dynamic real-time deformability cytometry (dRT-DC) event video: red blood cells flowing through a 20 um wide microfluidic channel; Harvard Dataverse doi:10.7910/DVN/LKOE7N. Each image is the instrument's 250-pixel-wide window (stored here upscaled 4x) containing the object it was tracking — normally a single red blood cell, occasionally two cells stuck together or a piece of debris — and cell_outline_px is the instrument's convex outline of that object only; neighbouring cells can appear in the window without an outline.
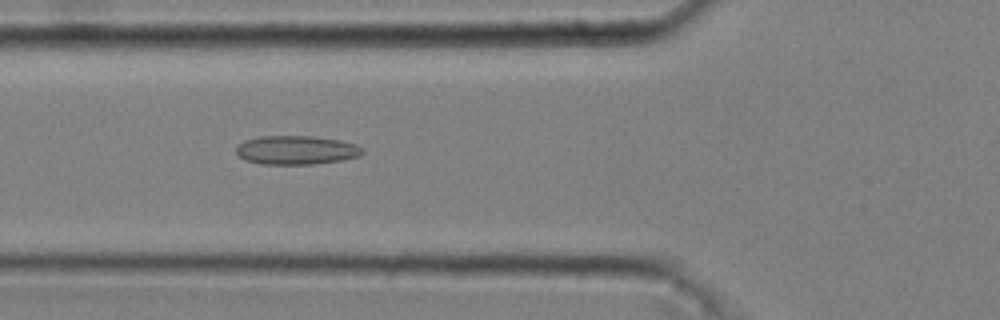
{"species": "common noctule bat (a hibernating species)", "species_latin": "Nyctalus noctula", "temperature_condition": "cold", "stored_images_in_passage": 36, "camera_frame_rate_fps": 3000, "um_per_image_px": 0.085, "animal": {"sex": "male", "body_mass_g": 20.4}, "frame": {"image": 1, "passage_image": 6, "time_ms": 1.667, "image_size_px": [1000, 320], "cell_outline_px": [[364, 152], [360, 156], [344, 160], [312, 164], [260, 164], [244, 160], [236, 152], [236, 148], [244, 140], [260, 136], [312, 136], [340, 140], [356, 144], [364, 148]], "centroid_in_image_um": [25.22, 12.76], "position_along_channel_um": 100.6, "area_um2": 21.39}}
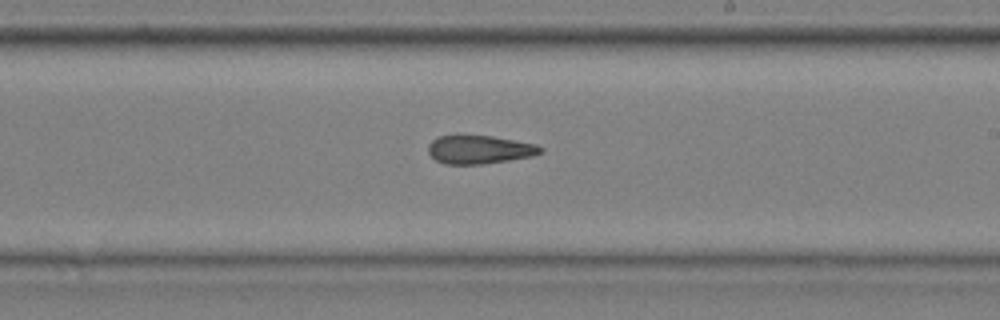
{"frame": {"image": 2, "passage_image": 18, "time_ms": 5.667, "image_size_px": [1000, 320], "cell_outline_px": [[544, 152], [532, 156], [484, 164], [444, 164], [436, 160], [428, 152], [428, 144], [432, 140], [440, 136], [456, 132], [492, 136], [536, 144], [544, 148]], "centroid_in_image_um": [40.72, 12.67], "position_along_channel_um": 248.3, "area_um2": 19.25}}
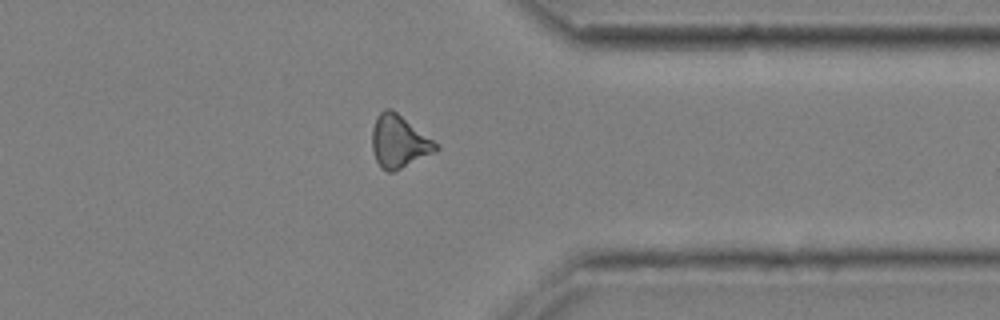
{"frame": {"image": 3, "passage_image": 29, "time_ms": 9.333, "image_size_px": [1000, 320], "cell_outline_px": [[440, 148], [436, 152], [392, 172], [388, 172], [376, 160], [372, 148], [372, 128], [376, 116], [384, 108], [392, 108], [440, 144]], "centroid_in_image_um": [33.94, 11.99], "position_along_channel_um": 377.5, "area_um2": 19.71}, "authors_computed_cell_mechanics": {"area_um2": 19.3052, "velocity_mm_per_s": 3.6867, "shape_relaxation_time_tau1_ms": null, "shape_relaxation_time_tau2_ms": 4.4336, "deformation_change_tau1": null, "deformation_change_tau2": 0.1427}}